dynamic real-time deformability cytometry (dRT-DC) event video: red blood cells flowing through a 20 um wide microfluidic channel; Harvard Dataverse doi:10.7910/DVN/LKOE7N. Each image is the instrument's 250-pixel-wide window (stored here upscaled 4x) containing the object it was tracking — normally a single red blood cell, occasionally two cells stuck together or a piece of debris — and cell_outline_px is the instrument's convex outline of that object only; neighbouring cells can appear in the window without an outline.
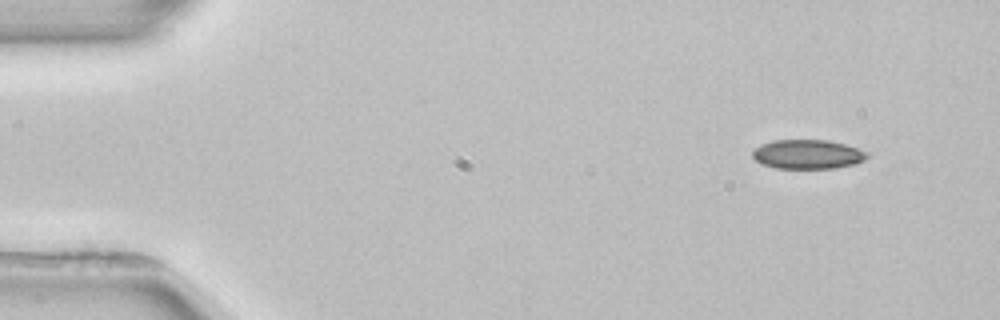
{"species": "common noctule bat (a hibernating species)", "species_latin": "Nyctalus noctula", "temperature_condition": "room temperature", "stored_images_in_passage": 4, "camera_frame_rate_fps": 3000, "um_per_image_px": 0.085, "animal": {"sex": "female", "body_mass_g": 22.7, "forearm_length_mm": 54.2}, "frame": {"image": 1, "passage_image": 1, "time_ms": 0.0, "image_size_px": [1000, 320], "cell_outline_px": [[872, 152], [864, 160], [856, 164], [836, 168], [776, 168], [764, 164], [756, 160], [752, 156], [752, 152], [760, 144], [772, 140], [828, 140], [844, 144]], "centroid_in_image_um": [68.7, 13.11], "position_along_channel_um": 16.3, "area_um2": 19.65}}
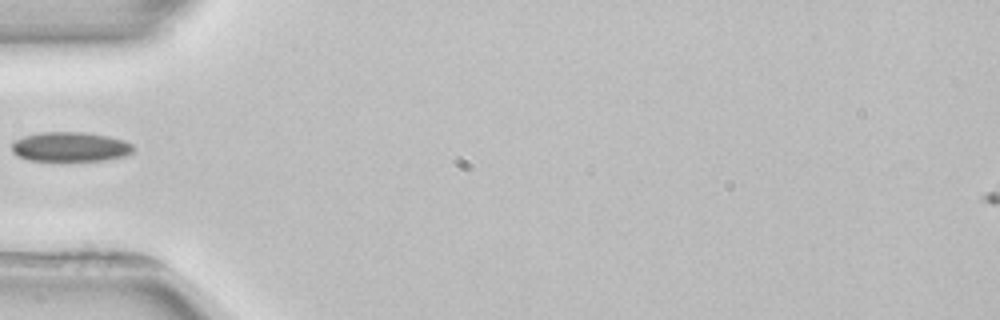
{"frame": {"image": 2, "passage_image": 4, "time_ms": 4.333, "image_size_px": [1000, 320], "cell_outline_px": [[132, 152], [124, 156], [104, 160], [28, 160], [16, 156], [12, 152], [12, 140], [24, 136], [40, 132], [84, 132], [108, 136], [124, 140], [132, 144]], "centroid_in_image_um": [5.92, 12.47], "position_along_channel_um": 79.1, "area_um2": 20.92}}